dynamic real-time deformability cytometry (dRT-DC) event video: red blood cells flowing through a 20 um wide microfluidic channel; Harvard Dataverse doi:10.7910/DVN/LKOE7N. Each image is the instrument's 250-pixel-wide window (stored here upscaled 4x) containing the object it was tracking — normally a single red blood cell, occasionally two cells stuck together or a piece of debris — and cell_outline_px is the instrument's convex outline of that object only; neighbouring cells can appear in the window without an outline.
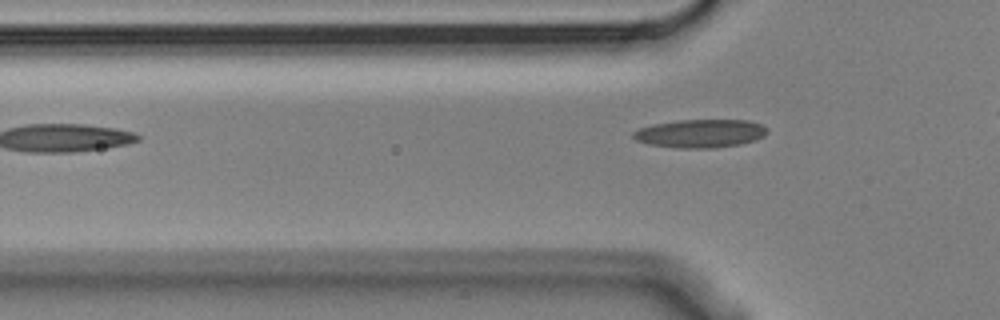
{"species": "Egyptian fruit bat (a non-hibernating species)", "species_latin": "Rousettus aegyptiacus", "temperature_condition": "cold", "stored_images_in_passage": 4, "camera_frame_rate_fps": 3000, "um_per_image_px": 0.085, "animal": {"sex": "male"}, "frame": {"image": 1, "passage_image": 4, "time_ms": 1.0, "image_size_px": [1000, 320], "cell_outline_px": [[768, 132], [764, 136], [756, 140], [740, 144], [712, 148], [676, 148], [648, 144], [636, 140], [632, 136], [632, 132], [640, 128], [652, 124], [680, 120], [748, 120], [760, 124], [768, 128]], "centroid_in_image_um": [59.53, 11.34], "position_along_channel_um": 66.3, "area_um2": 22.2}}